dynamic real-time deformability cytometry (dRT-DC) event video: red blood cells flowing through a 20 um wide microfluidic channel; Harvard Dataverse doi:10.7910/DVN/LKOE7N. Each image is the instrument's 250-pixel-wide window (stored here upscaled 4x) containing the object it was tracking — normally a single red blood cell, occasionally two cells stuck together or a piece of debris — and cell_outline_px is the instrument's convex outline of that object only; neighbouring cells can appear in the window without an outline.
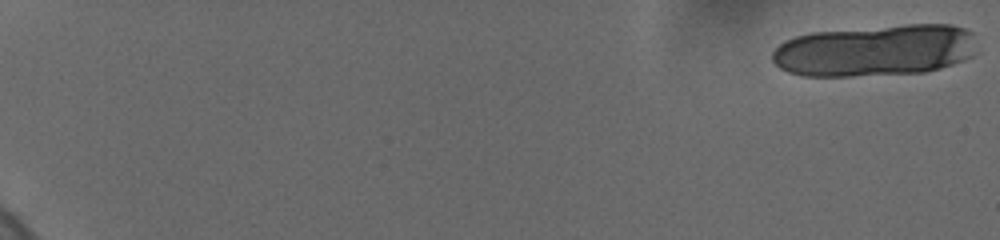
{"species": "human", "species_latin": "Homo sapiens", "temperature_condition": "cold", "stored_images_in_passage": 35, "camera_frame_rate_fps": 3000, "um_per_image_px": 0.085, "donor": {"sex": "female"}, "frame": {"image": 1, "passage_image": 1, "time_ms": 0.0, "image_size_px": [1000, 240], "cell_outline_px": [[972, 56], [964, 60], [940, 68], [924, 72], [852, 76], [804, 76], [788, 72], [780, 68], [772, 60], [772, 52], [784, 40], [796, 36], [812, 32], [904, 24], [952, 24], [964, 28], [972, 32]], "centroid_in_image_um": [74.35, 4.28], "position_along_channel_um": 10.7, "area_um2": 61.56}}
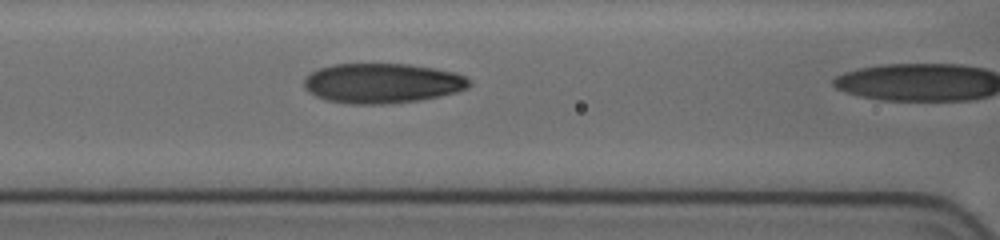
{"frame": {"image": 2, "passage_image": 33, "time_ms": 8.667, "image_size_px": [1000, 240], "cell_outline_px": [[472, 84], [468, 88], [456, 92], [440, 96], [420, 100], [384, 104], [352, 104], [324, 100], [308, 92], [304, 88], [304, 76], [320, 68], [332, 64], [408, 64], [456, 72], [464, 76]], "centroid_in_image_um": [32.47, 7.08], "position_along_channel_um": 134.1, "area_um2": 38.55}}